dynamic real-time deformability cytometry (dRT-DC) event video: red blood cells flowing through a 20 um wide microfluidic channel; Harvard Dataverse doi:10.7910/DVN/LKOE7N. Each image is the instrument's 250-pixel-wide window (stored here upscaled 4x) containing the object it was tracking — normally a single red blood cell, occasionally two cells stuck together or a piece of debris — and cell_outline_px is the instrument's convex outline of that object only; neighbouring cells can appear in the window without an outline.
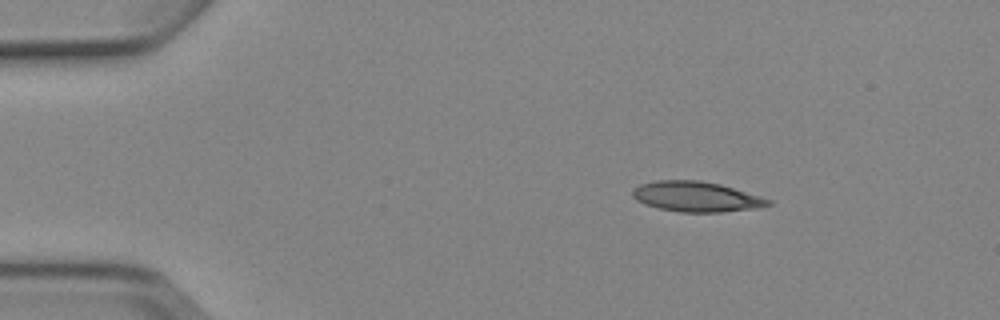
{"species": "Egyptian fruit bat (a non-hibernating species)", "species_latin": "Rousettus aegyptiacus", "temperature_condition": "cold", "stored_images_in_passage": 4, "camera_frame_rate_fps": 3000, "um_per_image_px": 0.085, "animal": {"sex": "female"}, "frame": {"image": 1, "passage_image": 2, "time_ms": 1.333, "image_size_px": [1000, 320], "cell_outline_px": [[772, 204], [760, 208], [720, 212], [680, 212], [660, 208], [644, 204], [636, 200], [632, 196], [632, 192], [640, 184], [656, 180], [700, 180], [720, 184], [760, 196], [772, 200]], "centroid_in_image_um": [59.2, 16.72], "position_along_channel_um": 25.8, "area_um2": 23.87}}
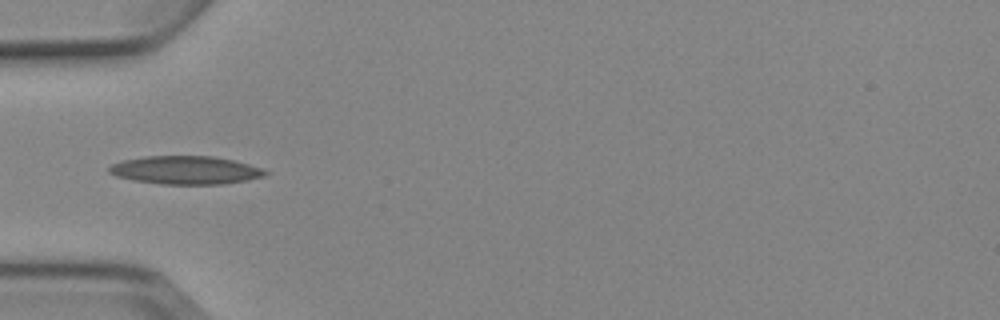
{"frame": {"image": 2, "passage_image": 4, "time_ms": 4.333, "image_size_px": [1000, 320], "cell_outline_px": [[272, 172], [264, 176], [248, 180], [224, 184], [160, 184], [132, 180], [116, 176], [108, 172], [108, 168], [112, 164], [124, 160], [144, 156], [212, 156], [232, 160], [248, 164]], "centroid_in_image_um": [15.77, 14.46], "position_along_channel_um": 69.2, "area_um2": 25.72}}